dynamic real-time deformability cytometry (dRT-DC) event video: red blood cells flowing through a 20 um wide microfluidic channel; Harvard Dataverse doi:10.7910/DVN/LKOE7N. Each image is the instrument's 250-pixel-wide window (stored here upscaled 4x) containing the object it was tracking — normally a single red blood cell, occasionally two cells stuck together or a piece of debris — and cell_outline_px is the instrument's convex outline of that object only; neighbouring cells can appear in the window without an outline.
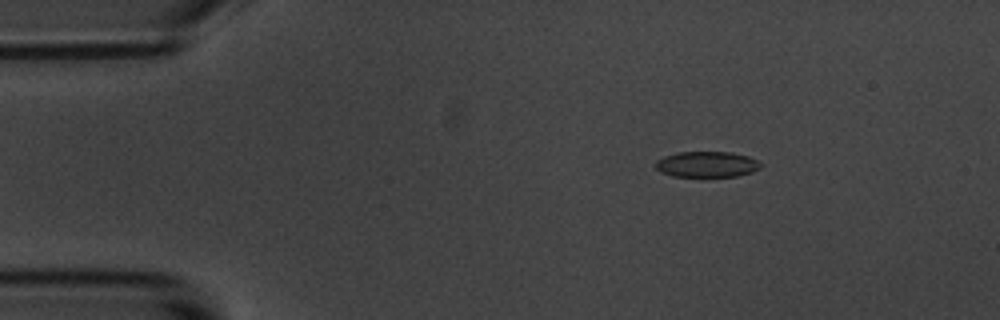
{"species": "common noctule bat (a hibernating species)", "species_latin": "Nyctalus noctula", "temperature_condition": "room temperature", "stored_images_in_passage": 11, "camera_frame_rate_fps": 3000, "um_per_image_px": 0.085, "animal": {"sex": "male", "body_mass_g": 20.1, "forearm_length_mm": 53.5}, "frame": {"image": 1, "passage_image": 2, "time_ms": 2.0, "image_size_px": [1000, 320], "cell_outline_px": [[760, 168], [752, 172], [736, 176], [672, 176], [660, 172], [656, 168], [656, 160], [664, 156], [676, 152], [728, 152], [748, 156], [756, 160], [760, 164]], "centroid_in_image_um": [60.04, 13.96], "position_along_channel_um": 25.0, "area_um2": 15.66}}
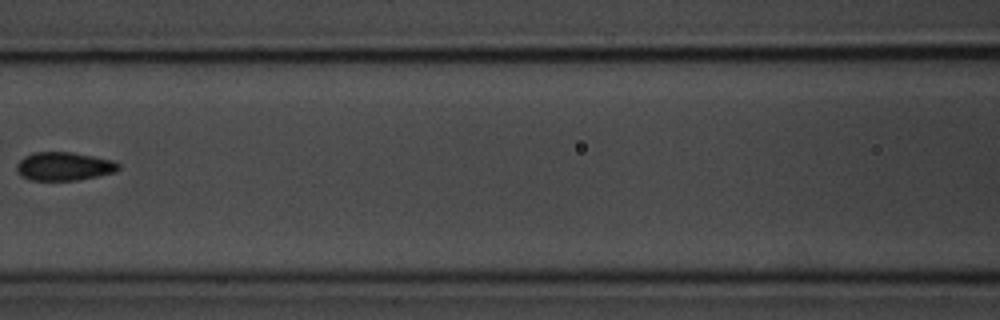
{"frame": {"image": 2, "passage_image": 7, "time_ms": 7.667, "image_size_px": [1000, 320], "cell_outline_px": [[120, 168], [116, 172], [76, 180], [32, 180], [20, 176], [16, 172], [16, 164], [24, 156], [32, 152], [72, 152], [112, 160], [120, 164]], "centroid_in_image_um": [5.41, 14.13], "position_along_channel_um": 161.2, "area_um2": 16.94}}
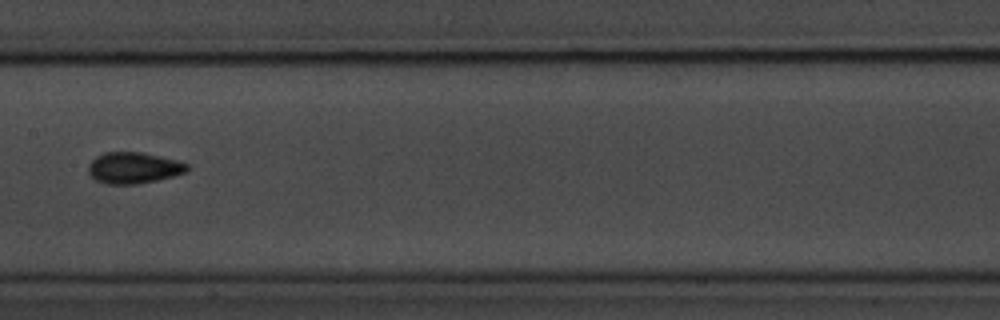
{"frame": {"image": 3, "passage_image": 8, "time_ms": 8.667, "image_size_px": [1000, 320], "cell_outline_px": [[188, 172], [156, 180], [136, 184], [104, 184], [96, 180], [88, 172], [88, 164], [96, 156], [104, 152], [140, 152], [176, 160], [188, 164]], "centroid_in_image_um": [11.33, 14.27], "position_along_channel_um": 196.1, "area_um2": 17.92}}